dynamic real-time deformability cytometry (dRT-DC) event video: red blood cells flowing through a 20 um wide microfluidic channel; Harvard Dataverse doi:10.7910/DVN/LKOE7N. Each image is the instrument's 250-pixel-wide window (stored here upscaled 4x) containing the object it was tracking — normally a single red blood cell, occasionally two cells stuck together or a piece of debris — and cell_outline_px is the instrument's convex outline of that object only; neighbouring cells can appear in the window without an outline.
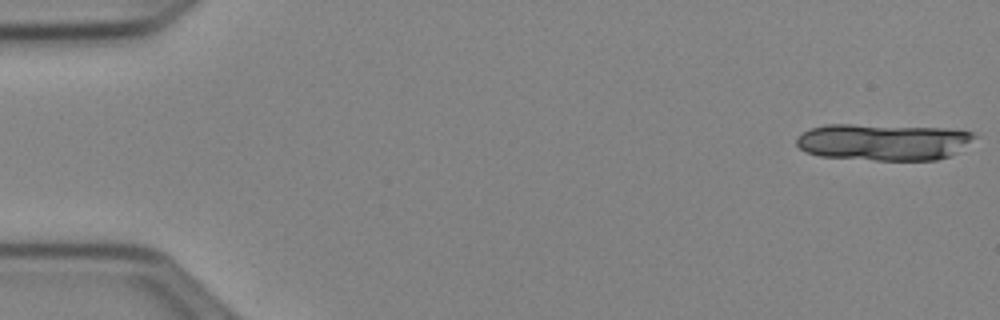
{"species": "Egyptian fruit bat (a non-hibernating species)", "species_latin": "Rousettus aegyptiacus", "temperature_condition": "cold", "stored_images_in_passage": 13, "camera_frame_rate_fps": 3000, "um_per_image_px": 0.085, "animal": {"sex": "female"}, "frame": {"image": 1, "passage_image": 1, "time_ms": 0.0, "image_size_px": [1000, 320], "cell_outline_px": [[980, 136], [956, 152], [948, 156], [936, 160], [876, 160], [820, 156], [808, 152], [800, 148], [796, 144], [796, 136], [812, 128], [828, 124], [852, 124], [948, 128], [972, 132]], "centroid_in_image_um": [75.11, 12.06], "position_along_channel_um": 9.9, "area_um2": 38.09}}